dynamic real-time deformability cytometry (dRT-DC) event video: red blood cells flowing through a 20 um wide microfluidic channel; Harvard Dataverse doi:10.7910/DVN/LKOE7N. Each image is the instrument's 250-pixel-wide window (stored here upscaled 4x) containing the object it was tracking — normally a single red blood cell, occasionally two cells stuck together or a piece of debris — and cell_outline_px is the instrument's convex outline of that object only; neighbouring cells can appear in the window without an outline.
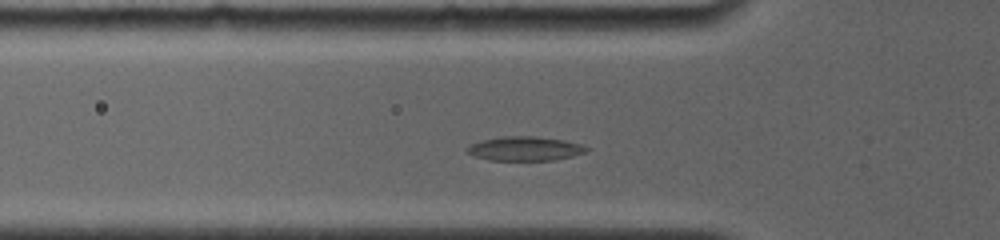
{"species": "common noctule bat (a hibernating species)", "species_latin": "Nyctalus noctula", "temperature_condition": "room temperature", "stored_images_in_passage": 34, "camera_frame_rate_fps": 4000, "um_per_image_px": 0.085, "animal": {"sex": "female", "body_mass_g": 19.0, "forearm_length_mm": 56.7}, "frame": {"image": 1, "passage_image": 2, "time_ms": 0.5, "image_size_px": [1000, 240], "cell_outline_px": [[592, 148], [588, 152], [556, 160], [488, 160], [476, 156], [468, 152], [464, 148], [468, 144], [480, 140], [500, 136], [536, 136], [564, 140], [580, 144]], "centroid_in_image_um": [44.62, 12.62], "position_along_channel_um": 81.2, "area_um2": 17.11}}
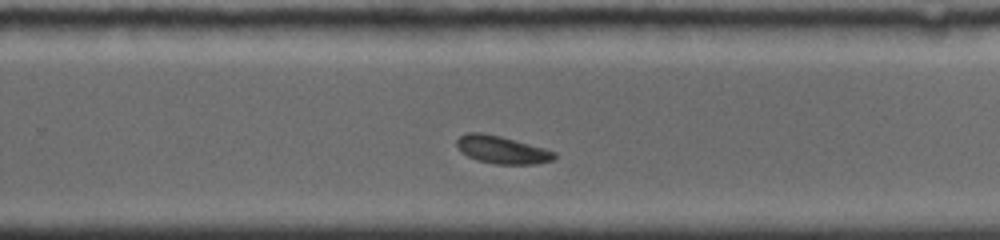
{"frame": {"image": 2, "passage_image": 20, "time_ms": 6.0, "image_size_px": [1000, 240], "cell_outline_px": [[556, 156], [552, 160], [536, 164], [496, 164], [476, 160], [468, 156], [456, 144], [456, 140], [460, 136], [468, 132], [484, 132], [500, 136], [544, 148], [556, 152]], "centroid_in_image_um": [42.67, 12.72], "position_along_channel_um": 287.1, "area_um2": 15.61}}
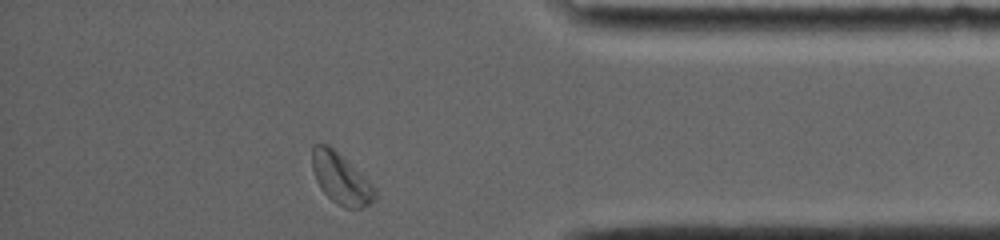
{"frame": {"image": 3, "passage_image": 33, "time_ms": 9.5, "image_size_px": [1000, 240], "cell_outline_px": [[376, 196], [368, 204], [360, 208], [344, 208], [336, 204], [320, 188], [316, 180], [312, 168], [312, 144], [328, 144], [372, 184], [376, 192]], "centroid_in_image_um": [28.93, 15.19], "position_along_channel_um": 406.3, "area_um2": 18.21}}